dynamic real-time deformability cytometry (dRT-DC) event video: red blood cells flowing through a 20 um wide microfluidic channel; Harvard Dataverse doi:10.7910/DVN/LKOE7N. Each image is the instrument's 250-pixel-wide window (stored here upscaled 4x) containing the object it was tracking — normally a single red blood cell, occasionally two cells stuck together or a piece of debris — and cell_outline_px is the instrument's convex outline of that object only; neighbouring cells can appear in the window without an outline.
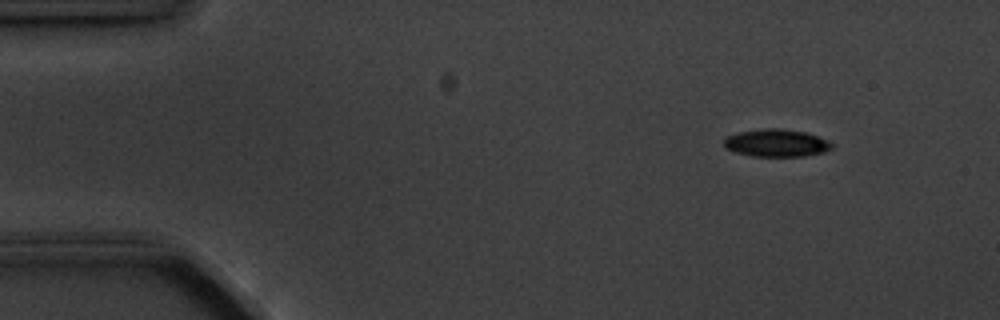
{"species": "common noctule bat (a hibernating species)", "species_latin": "Nyctalus noctula", "temperature_condition": "cold", "stored_images_in_passage": 8, "camera_frame_rate_fps": 3000, "um_per_image_px": 0.085, "animal": {"sex": "male", "body_mass_g": 20.1, "forearm_length_mm": 53.5}, "frame": {"image": 1, "passage_image": 1, "time_ms": 0.0, "image_size_px": [1000, 320], "cell_outline_px": [[832, 148], [824, 152], [804, 156], [752, 156], [736, 152], [724, 148], [724, 140], [728, 136], [740, 132], [760, 128], [780, 128], [804, 132], [828, 140], [832, 144]], "centroid_in_image_um": [65.98, 12.15], "position_along_channel_um": 19.0, "area_um2": 17.22}}